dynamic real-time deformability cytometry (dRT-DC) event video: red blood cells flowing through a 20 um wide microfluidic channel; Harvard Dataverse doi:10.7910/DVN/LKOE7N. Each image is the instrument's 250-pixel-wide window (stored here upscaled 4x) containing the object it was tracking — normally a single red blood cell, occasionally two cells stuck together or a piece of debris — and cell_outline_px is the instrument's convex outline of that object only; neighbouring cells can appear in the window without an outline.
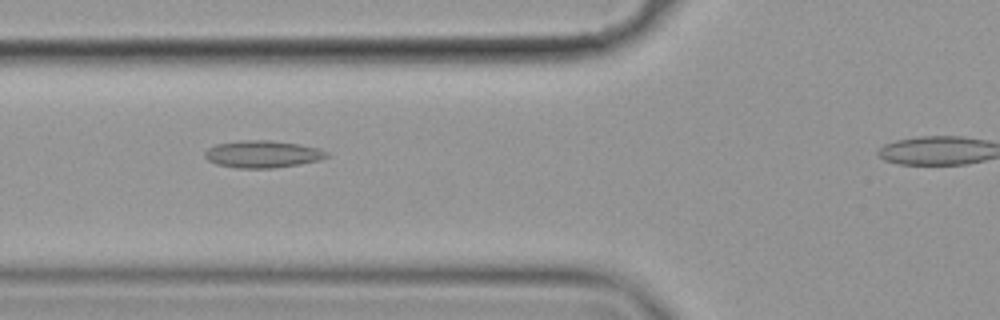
{"species": "common noctule bat (a hibernating species)", "species_latin": "Nyctalus noctula", "temperature_condition": "cold", "stored_images_in_passage": 33, "camera_frame_rate_fps": 3000, "um_per_image_px": 0.085, "animal": {"sex": "female", "body_mass_g": 19.9}, "frame": {"image": 1, "passage_image": 4, "time_ms": 1.0, "image_size_px": [1000, 320], "cell_outline_px": [[328, 156], [316, 160], [296, 164], [272, 168], [236, 168], [216, 164], [208, 160], [204, 156], [204, 152], [208, 148], [216, 144], [236, 140], [272, 140], [300, 144], [320, 148], [328, 152]], "centroid_in_image_um": [22.27, 13.08], "position_along_channel_um": 103.5, "area_um2": 19.31}}
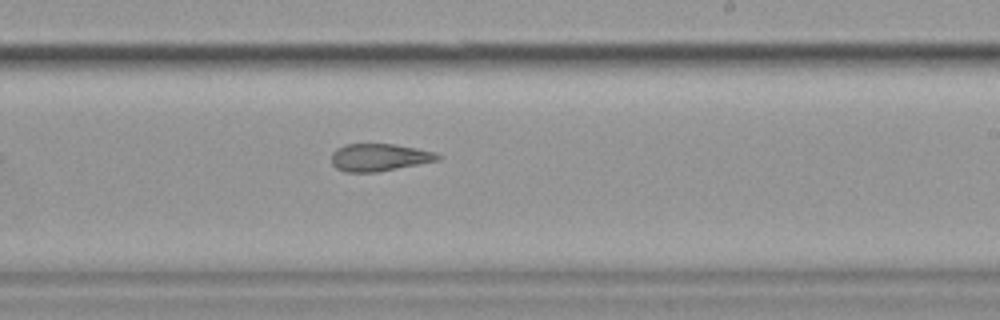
{"frame": {"image": 2, "passage_image": 17, "time_ms": 5.333, "image_size_px": [1000, 320], "cell_outline_px": [[444, 156], [440, 160], [376, 172], [344, 172], [336, 168], [332, 164], [332, 152], [336, 148], [344, 144], [396, 144], [436, 152]], "centroid_in_image_um": [32.25, 13.37], "position_along_channel_um": 256.7, "area_um2": 17.17}}
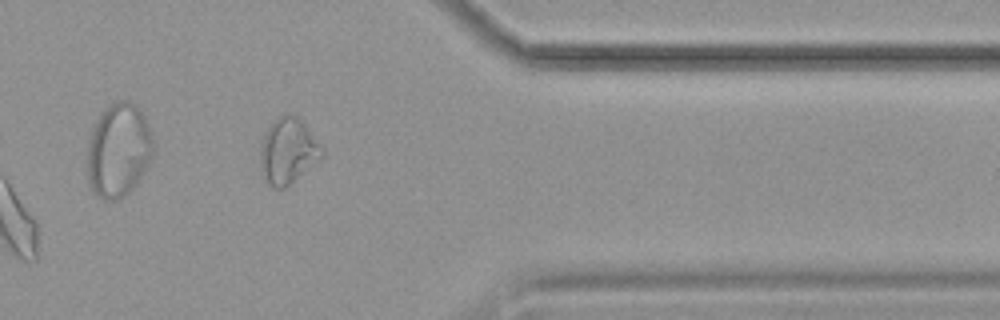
{"frame": {"image": 3, "passage_image": 29, "time_ms": 9.333, "image_size_px": [1000, 320], "cell_outline_px": [[324, 156], [320, 160], [284, 188], [272, 188], [268, 184], [260, 172], [260, 144], [264, 132], [280, 116], [300, 116], [324, 148]], "centroid_in_image_um": [24.49, 12.85], "position_along_channel_um": 386.9, "area_um2": 23.81}, "authors_computed_cell_mechanics": {"area_um2": 18.2648, "velocity_mm_per_s": 3.5568, "shape_relaxation_time_tau1_ms": null, "shape_relaxation_time_tau2_ms": 5.6988, "deformation_change_tau1": null, "deformation_change_tau2": 0.1445}}